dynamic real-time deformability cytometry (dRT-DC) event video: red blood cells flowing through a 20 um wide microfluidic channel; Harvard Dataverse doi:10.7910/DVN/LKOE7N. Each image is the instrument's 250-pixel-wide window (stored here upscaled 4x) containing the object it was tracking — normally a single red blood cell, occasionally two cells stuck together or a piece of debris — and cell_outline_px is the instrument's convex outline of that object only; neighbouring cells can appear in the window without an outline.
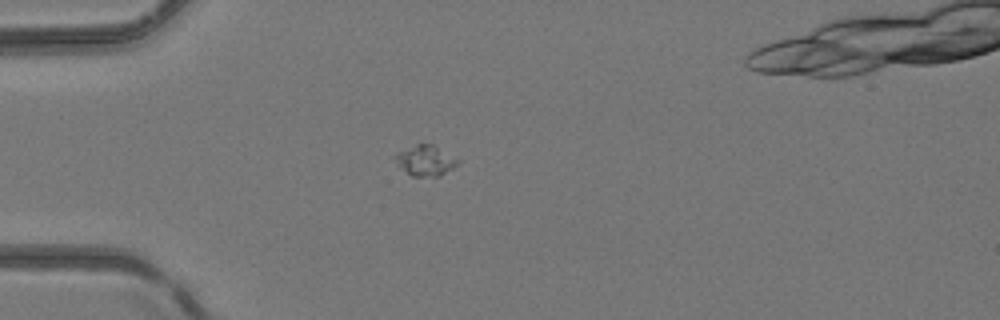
{"species": "common noctule bat (a hibernating species)", "species_latin": "Nyctalus noctula", "temperature_condition": "room temperature", "stored_images_in_passage": 2, "camera_frame_rate_fps": 3000, "um_per_image_px": 0.085, "animal": {"sex": "female", "body_mass_g": 24.6, "forearm_length_mm": 56.2}, "frame": {"image": 1, "passage_image": 1, "time_ms": 0.0, "image_size_px": [1000, 320], "cell_outline_px": [[460, 160], [452, 168], [440, 176], [412, 176], [392, 156], [396, 152], [416, 144], [432, 144]], "centroid_in_image_um": [36.16, 13.63], "position_along_channel_um": 48.8, "area_um2": 10.75}}